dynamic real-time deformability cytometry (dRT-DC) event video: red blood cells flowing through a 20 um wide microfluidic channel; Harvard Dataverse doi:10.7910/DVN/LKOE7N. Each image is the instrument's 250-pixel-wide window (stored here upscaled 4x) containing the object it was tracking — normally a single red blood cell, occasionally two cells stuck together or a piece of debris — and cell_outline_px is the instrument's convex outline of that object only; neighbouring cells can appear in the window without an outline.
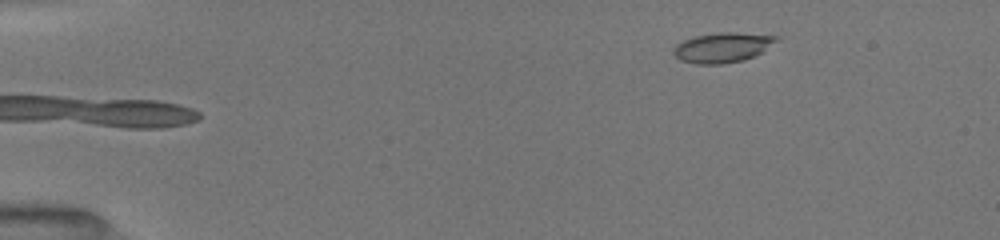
{"species": "common noctule bat (a hibernating species)", "species_latin": "Nyctalus noctula", "temperature_condition": "room temperature", "stored_images_in_passage": 7, "camera_frame_rate_fps": 3000, "um_per_image_px": 0.085, "animal": {"sex": "female", "body_mass_g": 19.5, "forearm_length_mm": 54.1}, "frame": {"image": 1, "passage_image": 7, "time_ms": 5.667, "image_size_px": [1000, 240], "cell_outline_px": [[780, 36], [776, 40], [756, 56], [744, 60], [720, 64], [696, 64], [680, 60], [672, 52], [672, 48], [676, 44], [684, 40], [696, 36], [720, 32], [736, 32]], "centroid_in_image_um": [61.38, 4.04], "position_along_channel_um": 23.6, "area_um2": 17.86}}